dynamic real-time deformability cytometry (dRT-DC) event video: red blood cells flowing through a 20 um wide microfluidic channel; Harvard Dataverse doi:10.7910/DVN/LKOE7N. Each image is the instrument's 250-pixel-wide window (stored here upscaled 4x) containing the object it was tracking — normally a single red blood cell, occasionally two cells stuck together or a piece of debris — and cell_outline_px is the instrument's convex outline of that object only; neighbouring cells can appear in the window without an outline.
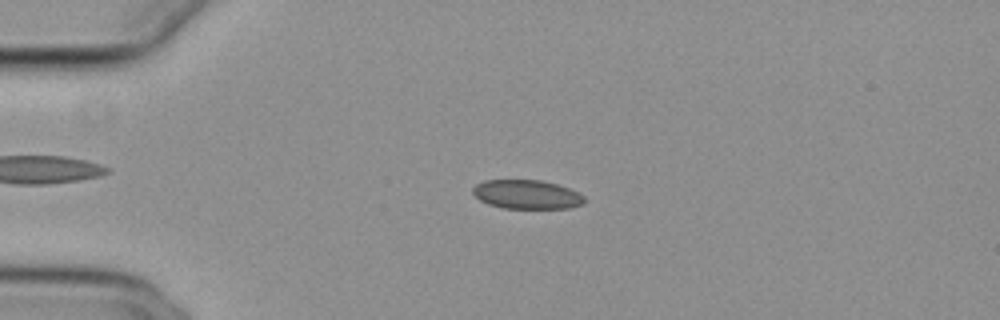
{"species": "common noctule bat (a hibernating species)", "species_latin": "Nyctalus noctula", "temperature_condition": "cold", "stored_images_in_passage": 45, "camera_frame_rate_fps": 3000, "um_per_image_px": 0.085, "animal": {"sex": "female", "body_mass_g": 29.2, "forearm_length_mm": 56.3}, "frame": {"image": 1, "passage_image": 3, "time_ms": 0.667, "image_size_px": [1000, 320], "cell_outline_px": [[584, 204], [568, 208], [504, 208], [488, 204], [480, 200], [472, 192], [472, 188], [476, 184], [484, 180], [540, 180], [556, 184], [568, 188], [584, 196]], "centroid_in_image_um": [44.75, 16.52], "position_along_channel_um": 40.2, "area_um2": 18.73}}
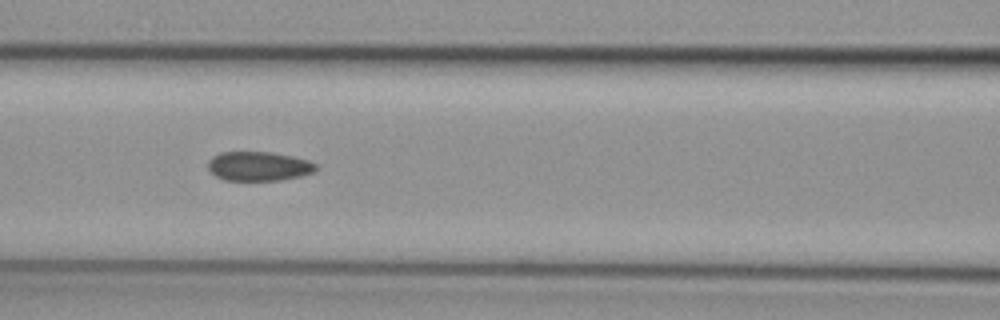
{"frame": {"image": 2, "passage_image": 14, "time_ms": 4.333, "image_size_px": [1000, 320], "cell_outline_px": [[316, 172], [300, 176], [280, 180], [224, 180], [216, 176], [208, 168], [208, 160], [212, 156], [220, 152], [272, 152], [292, 156], [308, 160], [316, 164]], "centroid_in_image_um": [21.99, 14.12], "position_along_channel_um": 144.6, "area_um2": 18.44}}
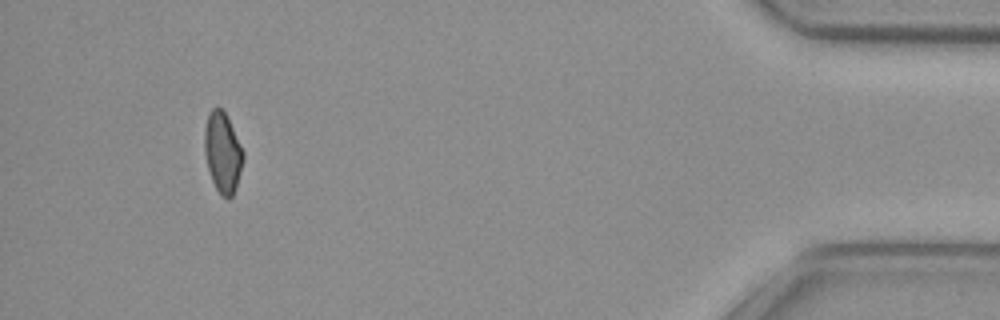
{"frame": {"image": 3, "passage_image": 41, "time_ms": 13.333, "image_size_px": [1000, 320], "cell_outline_px": [[244, 156], [236, 188], [232, 196], [228, 200], [220, 196], [212, 180], [208, 168], [204, 152], [204, 132], [208, 112], [216, 104], [224, 112], [244, 152]], "centroid_in_image_um": [18.9, 12.97], "position_along_channel_um": 416.3, "area_um2": 18.09}, "authors_computed_cell_mechanics": {"area_um2": 18.9584, "velocity_mm_per_s": 3.7737, "shape_relaxation_time_tau1_ms": null, "shape_relaxation_time_tau2_ms": 2.8851, "deformation_change_tau1": null, "deformation_change_tau2": 0.0779}}